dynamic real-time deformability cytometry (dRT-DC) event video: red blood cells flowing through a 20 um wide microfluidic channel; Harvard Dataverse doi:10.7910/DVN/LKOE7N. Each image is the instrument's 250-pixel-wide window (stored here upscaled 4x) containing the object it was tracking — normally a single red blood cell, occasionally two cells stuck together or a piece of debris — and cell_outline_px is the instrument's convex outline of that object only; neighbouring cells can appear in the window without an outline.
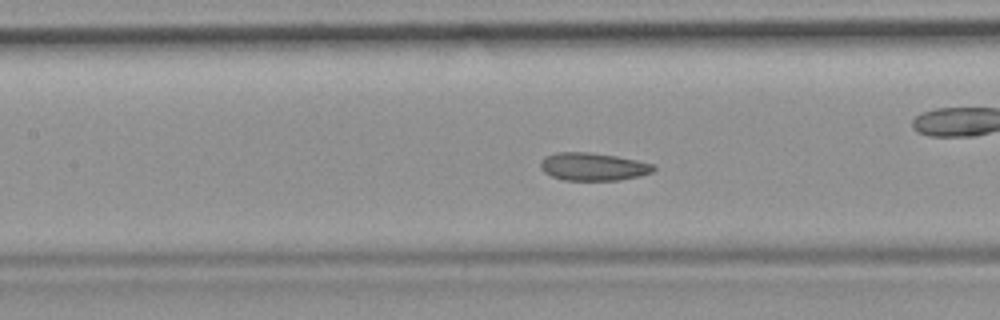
{"species": "common noctule bat (a hibernating species)", "species_latin": "Nyctalus noctula", "temperature_condition": "room temperature", "stored_images_in_passage": 50, "camera_frame_rate_fps": 3000, "um_per_image_px": 0.085, "animal": {"sex": "female", "body_mass_g": 19.9}, "frame": {"image": 1, "passage_image": 22, "time_ms": 7.0, "image_size_px": [1000, 320], "cell_outline_px": [[656, 168], [652, 172], [640, 176], [620, 180], [564, 180], [552, 176], [544, 172], [540, 168], [540, 160], [544, 156], [556, 152], [588, 152], [616, 156], [656, 164]], "centroid_in_image_um": [50.41, 14.16], "position_along_channel_um": 157.0, "area_um2": 18.5}}